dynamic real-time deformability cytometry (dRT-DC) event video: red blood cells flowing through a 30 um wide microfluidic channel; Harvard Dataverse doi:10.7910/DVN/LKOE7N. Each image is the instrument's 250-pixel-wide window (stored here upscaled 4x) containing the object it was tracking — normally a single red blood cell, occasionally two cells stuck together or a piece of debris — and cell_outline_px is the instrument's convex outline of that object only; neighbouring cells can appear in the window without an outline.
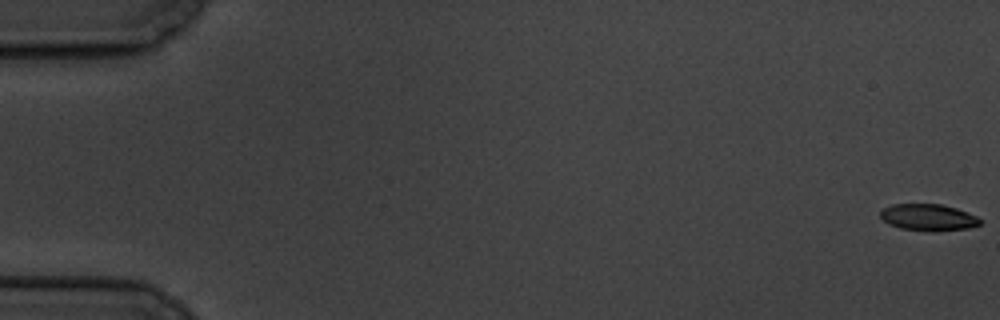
{"species": "common noctule bat (a hibernating species)", "species_latin": "Nyctalus noctula", "temperature_condition": "cold", "stored_images_in_passage": 6, "camera_frame_rate_fps": 3000, "um_per_image_px": 0.085, "animal": {"sex": "male", "body_mass_g": 19.5, "forearm_length_mm": 54.6}, "frame": {"image": 1, "passage_image": 1, "time_ms": 0.0, "image_size_px": [1000, 320], "cell_outline_px": [[984, 220], [980, 224], [968, 228], [936, 232], [924, 232], [900, 228], [888, 224], [880, 216], [880, 212], [884, 208], [892, 204], [940, 204], [956, 208], [976, 216]], "centroid_in_image_um": [78.91, 18.5], "position_along_channel_um": 6.1, "area_um2": 15.72}}
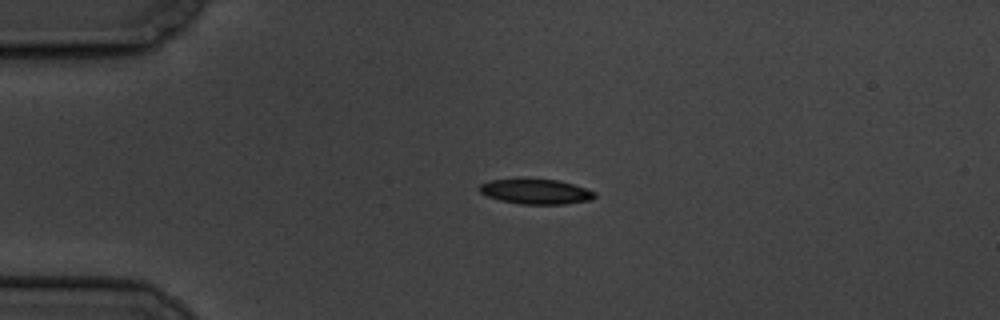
{"frame": {"image": 2, "passage_image": 5, "time_ms": 4.667, "image_size_px": [1000, 320], "cell_outline_px": [[596, 196], [592, 200], [564, 204], [520, 204], [500, 200], [488, 196], [480, 192], [476, 188], [480, 184], [488, 180], [556, 180], [572, 184], [596, 192]], "centroid_in_image_um": [45.54, 16.3], "position_along_channel_um": 39.5, "area_um2": 16.53}}